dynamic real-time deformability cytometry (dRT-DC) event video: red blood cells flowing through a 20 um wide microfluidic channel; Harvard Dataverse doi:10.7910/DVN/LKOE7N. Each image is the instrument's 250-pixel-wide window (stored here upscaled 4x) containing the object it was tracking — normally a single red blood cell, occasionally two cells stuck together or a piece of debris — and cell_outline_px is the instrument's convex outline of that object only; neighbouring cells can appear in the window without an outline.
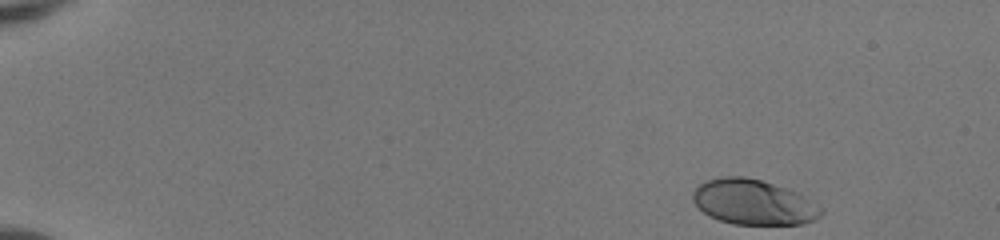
{"species": "human", "species_latin": "Homo sapiens", "temperature_condition": "room temperature", "stored_images_in_passage": 47, "camera_frame_rate_fps": 3000, "um_per_image_px": 0.085, "donor": {"sex": "female"}, "frame": {"image": 1, "passage_image": 1, "time_ms": 0.0, "image_size_px": [1000, 240], "cell_outline_px": [[824, 212], [820, 216], [804, 224], [732, 224], [708, 216], [692, 200], [692, 192], [700, 184], [708, 180], [720, 176], [744, 176], [760, 180], [796, 192], [824, 208]], "centroid_in_image_um": [64.03, 17.19], "position_along_channel_um": 21.0, "area_um2": 33.58}}
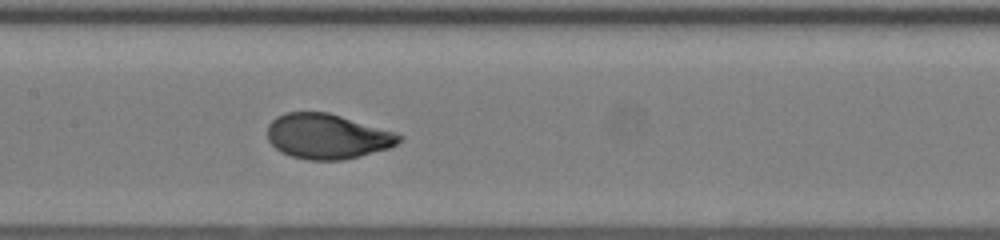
{"frame": {"image": 2, "passage_image": 23, "time_ms": 7.333, "image_size_px": [1000, 240], "cell_outline_px": [[404, 136], [396, 144], [388, 148], [360, 156], [344, 160], [308, 160], [292, 156], [280, 152], [268, 140], [268, 124], [276, 116], [284, 112], [328, 112], [400, 132]], "centroid_in_image_um": [27.85, 11.58], "position_along_channel_um": 179.5, "area_um2": 34.97}}
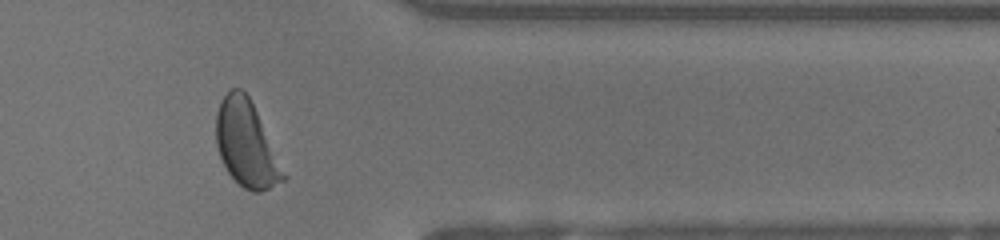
{"frame": {"image": 3, "passage_image": 39, "time_ms": 12.667, "image_size_px": [1000, 240], "cell_outline_px": [[288, 176], [284, 180], [260, 192], [252, 192], [244, 188], [228, 172], [220, 156], [216, 144], [216, 112], [224, 96], [232, 88], [240, 88], [248, 96]], "centroid_in_image_um": [20.94, 12.26], "position_along_channel_um": 390.5, "area_um2": 33.06}, "authors_computed_cell_mechanics": {"area_um2": 34.8534, "velocity_mm_per_s": 4.0832, "shape_relaxation_time_tau1_ms": 2.6256, "shape_relaxation_time_tau2_ms": null, "deformation_change_tau1": 0.1817, "deformation_change_tau2": null}}